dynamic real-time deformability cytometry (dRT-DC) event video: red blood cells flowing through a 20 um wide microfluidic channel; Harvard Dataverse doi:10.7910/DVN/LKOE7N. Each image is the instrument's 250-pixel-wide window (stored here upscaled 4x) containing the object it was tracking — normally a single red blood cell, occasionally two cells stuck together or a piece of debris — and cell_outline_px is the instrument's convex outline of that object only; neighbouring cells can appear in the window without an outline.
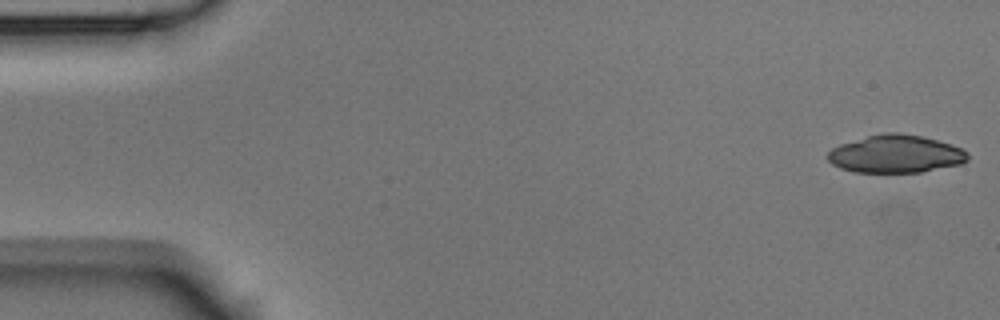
{"species": "Egyptian fruit bat (a non-hibernating species)", "species_latin": "Rousettus aegyptiacus", "temperature_condition": "room temperature", "stored_images_in_passage": 53, "segment_of_instrument_passage": [1, 2], "camera_frame_rate_fps": 3000, "um_per_image_px": 0.085, "animal": {"sex": "male"}, "frame": {"image": 1, "passage_image": 1, "time_ms": 0.0, "image_size_px": [1000, 320], "cell_outline_px": [[968, 160], [960, 164], [920, 172], [856, 172], [840, 168], [832, 164], [828, 160], [828, 152], [832, 148], [840, 144], [868, 136], [884, 132], [900, 132], [924, 136], [952, 144], [968, 152]], "centroid_in_image_um": [76.15, 13.08], "position_along_channel_um": 8.8, "area_um2": 30.87}}